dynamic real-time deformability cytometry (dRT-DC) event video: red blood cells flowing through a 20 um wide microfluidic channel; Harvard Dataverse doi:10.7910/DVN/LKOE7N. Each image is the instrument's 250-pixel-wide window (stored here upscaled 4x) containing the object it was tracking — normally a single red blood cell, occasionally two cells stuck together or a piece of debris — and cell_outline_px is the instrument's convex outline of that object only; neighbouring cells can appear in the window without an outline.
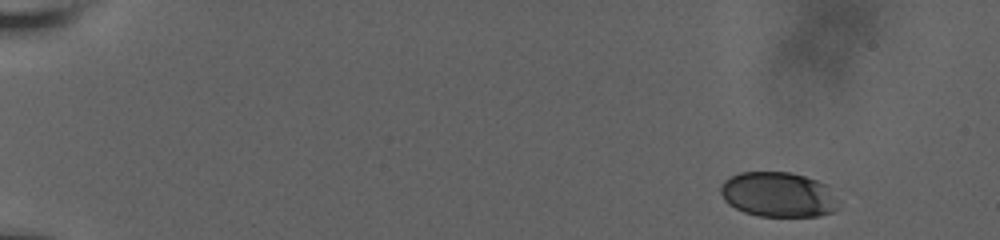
{"species": "human", "species_latin": "Homo sapiens", "temperature_condition": "room temperature", "stored_images_in_passage": 52, "camera_frame_rate_fps": 3000, "um_per_image_px": 0.085, "donor": {"sex": "male"}, "frame": {"image": 1, "passage_image": 1, "time_ms": 0.0, "image_size_px": [1000, 240], "cell_outline_px": [[836, 208], [832, 212], [820, 216], [760, 216], [744, 212], [728, 204], [724, 200], [720, 192], [720, 188], [724, 180], [740, 172], [792, 172], [816, 180], [824, 184]], "centroid_in_image_um": [66.04, 16.53], "position_along_channel_um": 19.0, "area_um2": 30.23}}
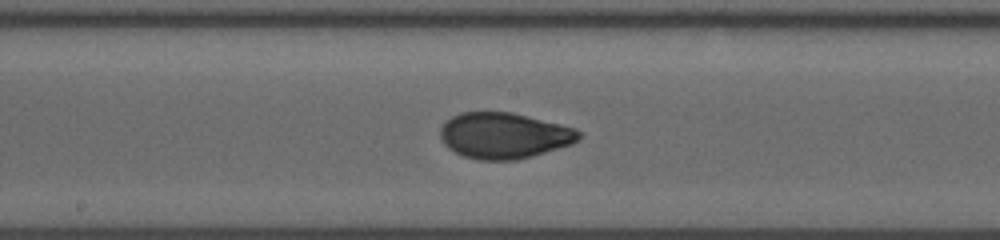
{"frame": {"image": 2, "passage_image": 28, "time_ms": 9.0, "image_size_px": [1000, 240], "cell_outline_px": [[580, 136], [572, 144], [532, 156], [516, 160], [476, 160], [464, 156], [448, 148], [444, 144], [440, 136], [440, 124], [452, 116], [460, 112], [512, 112], [576, 128], [580, 132]], "centroid_in_image_um": [42.8, 11.52], "position_along_channel_um": 205.4, "area_um2": 37.17}}
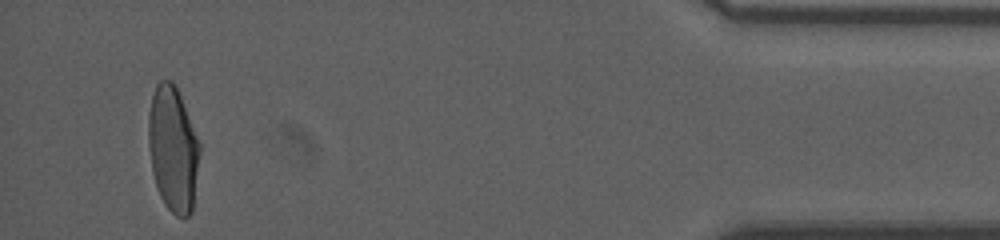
{"frame": {"image": 3, "passage_image": 50, "time_ms": 16.333, "image_size_px": [1000, 240], "cell_outline_px": [[200, 152], [192, 212], [188, 216], [176, 216], [164, 204], [160, 196], [152, 172], [148, 144], [148, 116], [152, 96], [156, 84], [160, 80], [172, 80], [176, 84], [200, 144]], "centroid_in_image_um": [14.7, 12.64], "position_along_channel_um": 420.5, "area_um2": 37.51}, "authors_computed_cell_mechanics": {"area_um2": 36.3562, "velocity_mm_per_s": 3.8015, "shape_relaxation_time_tau1_ms": 5.0948, "shape_relaxation_time_tau2_ms": null, "deformation_change_tau1": 0.1793, "deformation_change_tau2": null}}